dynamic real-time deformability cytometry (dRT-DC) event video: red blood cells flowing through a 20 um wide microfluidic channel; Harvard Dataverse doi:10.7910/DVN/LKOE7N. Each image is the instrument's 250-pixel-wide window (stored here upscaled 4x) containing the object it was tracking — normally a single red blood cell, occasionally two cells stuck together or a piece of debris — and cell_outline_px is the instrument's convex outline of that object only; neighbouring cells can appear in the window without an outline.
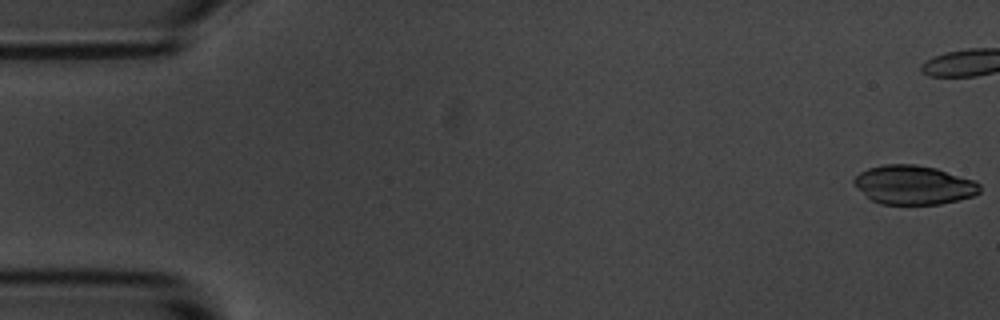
{"species": "common noctule bat (a hibernating species)", "species_latin": "Nyctalus noctula", "temperature_condition": "room temperature", "stored_images_in_passage": 43, "camera_frame_rate_fps": 3000, "um_per_image_px": 0.085, "animal": {"sex": "male", "body_mass_g": 20.1, "forearm_length_mm": 53.5}, "frame": {"image": 1, "passage_image": 1, "time_ms": 0.0, "image_size_px": [1000, 320], "cell_outline_px": [[980, 192], [972, 196], [940, 204], [880, 204], [872, 200], [856, 188], [852, 180], [860, 172], [868, 168], [884, 164], [916, 164], [936, 168], [976, 180], [980, 184]], "centroid_in_image_um": [77.66, 15.71], "position_along_channel_um": 7.3, "area_um2": 28.67}}